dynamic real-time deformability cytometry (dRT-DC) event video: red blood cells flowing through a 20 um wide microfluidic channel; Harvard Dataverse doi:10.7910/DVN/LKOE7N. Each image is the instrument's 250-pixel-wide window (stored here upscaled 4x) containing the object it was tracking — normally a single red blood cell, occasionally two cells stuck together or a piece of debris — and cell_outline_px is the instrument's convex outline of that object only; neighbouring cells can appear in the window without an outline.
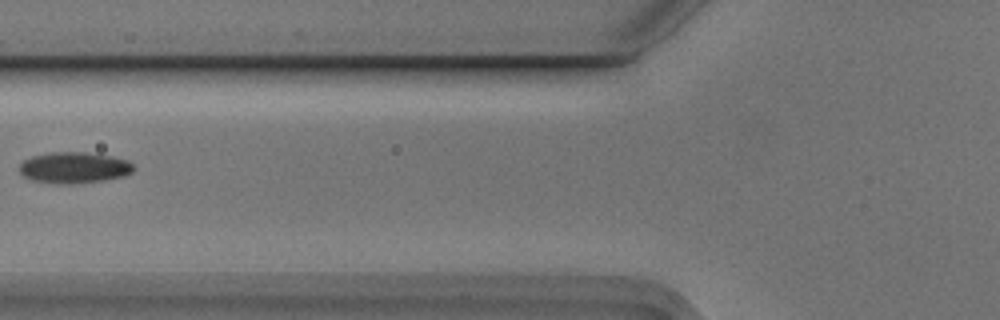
{"species": "Egyptian fruit bat (a non-hibernating species)", "species_latin": "Rousettus aegyptiacus", "temperature_condition": "cold", "stored_images_in_passage": 3, "camera_frame_rate_fps": 3000, "um_per_image_px": 0.085, "animal": {"sex": "male"}, "frame": {"image": 1, "passage_image": 2, "time_ms": 0.333, "image_size_px": [1000, 320], "cell_outline_px": [[136, 168], [132, 172], [124, 176], [108, 180], [76, 184], [56, 184], [32, 180], [24, 176], [20, 172], [20, 164], [24, 160], [32, 156], [48, 152], [84, 152], [112, 156], [128, 160]], "centroid_in_image_um": [6.33, 14.26], "position_along_channel_um": 119.5, "area_um2": 21.04}}
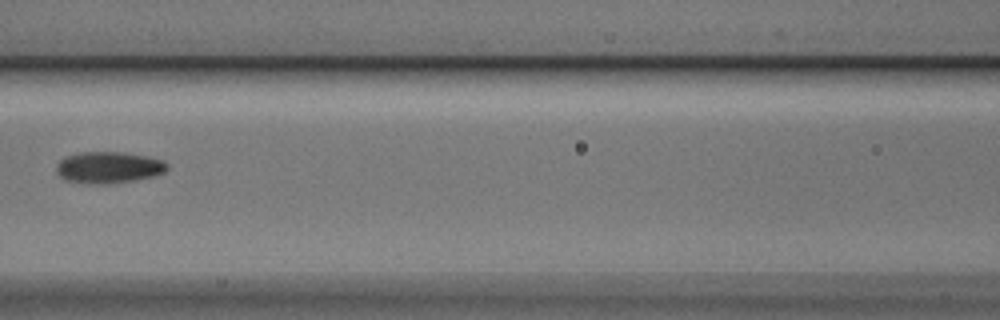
{"frame": {"image": 2, "passage_image": 3, "time_ms": 0.667, "image_size_px": [1000, 320], "cell_outline_px": [[168, 168], [164, 172], [156, 176], [108, 184], [84, 184], [64, 180], [56, 172], [56, 164], [64, 156], [80, 152], [124, 152], [144, 156], [160, 160], [168, 164]], "centroid_in_image_um": [9.17, 14.24], "position_along_channel_um": 157.4, "area_um2": 20.52}}